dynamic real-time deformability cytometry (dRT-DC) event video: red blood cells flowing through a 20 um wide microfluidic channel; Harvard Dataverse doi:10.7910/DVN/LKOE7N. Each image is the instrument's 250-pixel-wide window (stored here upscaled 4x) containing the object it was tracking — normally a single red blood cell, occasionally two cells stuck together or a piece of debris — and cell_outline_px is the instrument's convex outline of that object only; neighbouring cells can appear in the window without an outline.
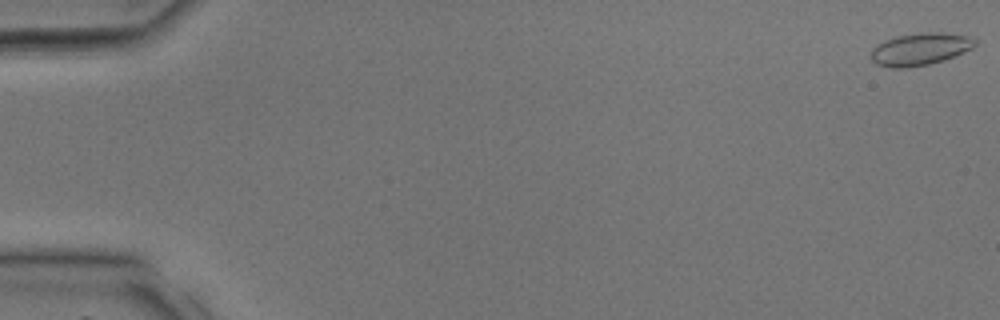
{"species": "common noctule bat (a hibernating species)", "species_latin": "Nyctalus noctula", "temperature_condition": "room temperature", "stored_images_in_passage": 39, "camera_frame_rate_fps": 3000, "um_per_image_px": 0.085, "animal": {"sex": "male", "body_mass_g": 17.9, "forearm_length_mm": 54.2}, "frame": {"image": 1, "passage_image": 1, "time_ms": 0.0, "image_size_px": [1000, 320], "cell_outline_px": [[976, 44], [972, 48], [944, 60], [928, 64], [908, 68], [892, 68], [876, 64], [872, 60], [872, 48], [884, 40], [896, 36], [928, 32], [944, 32], [968, 36], [976, 40]], "centroid_in_image_um": [78.2, 4.17], "position_along_channel_um": 6.8, "area_um2": 19.48}}
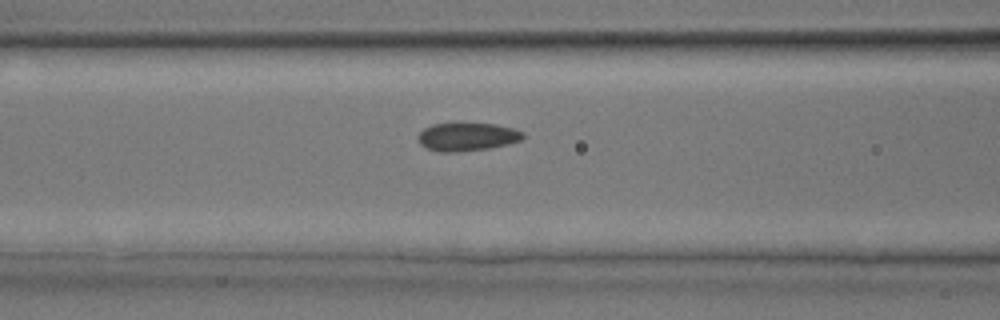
{"frame": {"image": 2, "passage_image": 17, "time_ms": 5.333, "image_size_px": [1000, 320], "cell_outline_px": [[524, 136], [520, 140], [508, 144], [488, 148], [460, 152], [440, 152], [428, 148], [420, 144], [416, 136], [424, 128], [432, 124], [460, 120], [496, 124], [516, 128], [524, 132]], "centroid_in_image_um": [39.69, 11.57], "position_along_channel_um": 126.9, "area_um2": 18.15}}
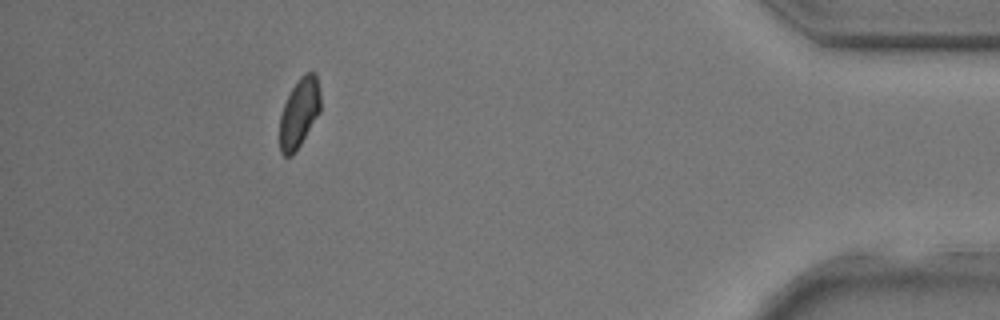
{"frame": {"image": 3, "passage_image": 36, "time_ms": 11.667, "image_size_px": [1000, 320], "cell_outline_px": [[320, 112], [300, 144], [292, 156], [284, 156], [280, 152], [280, 116], [284, 104], [292, 88], [300, 76], [304, 72], [316, 72], [320, 92]], "centroid_in_image_um": [25.44, 9.57], "position_along_channel_um": 409.8, "area_um2": 16.42}}